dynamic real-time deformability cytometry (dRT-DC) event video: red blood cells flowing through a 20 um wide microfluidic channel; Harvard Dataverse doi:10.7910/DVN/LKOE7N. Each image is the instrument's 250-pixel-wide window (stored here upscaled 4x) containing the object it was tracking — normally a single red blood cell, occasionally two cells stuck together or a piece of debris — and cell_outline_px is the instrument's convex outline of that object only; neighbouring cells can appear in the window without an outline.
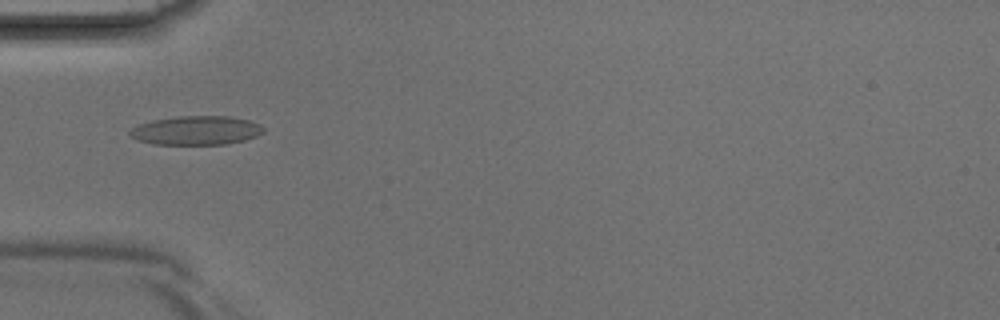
{"species": "Egyptian fruit bat (a non-hibernating species)", "species_latin": "Rousettus aegyptiacus", "temperature_condition": "room temperature", "stored_images_in_passage": 41, "camera_frame_rate_fps": 3000, "um_per_image_px": 0.085, "animal": {"sex": "male"}, "frame": {"image": 1, "passage_image": 13, "time_ms": 4.0, "image_size_px": [1000, 320], "cell_outline_px": [[264, 132], [256, 136], [244, 140], [224, 144], [152, 144], [136, 140], [128, 136], [128, 132], [132, 128], [140, 124], [152, 120], [180, 116], [228, 116], [248, 120], [260, 124], [264, 128]], "centroid_in_image_um": [16.65, 11.09], "position_along_channel_um": 68.4, "area_um2": 22.54}}
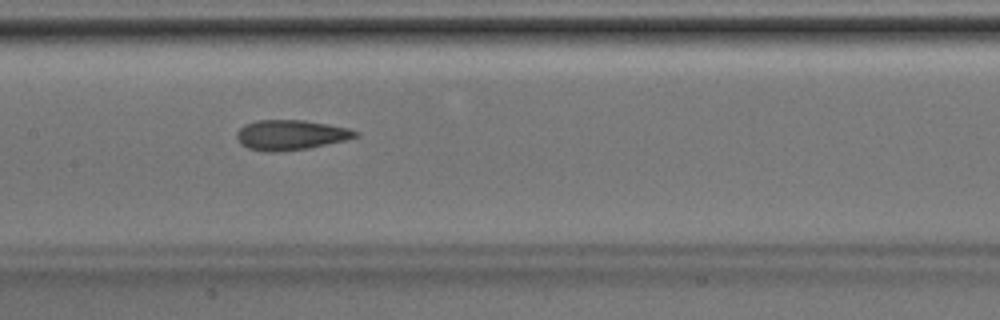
{"frame": {"image": 2, "passage_image": 20, "time_ms": 6.333, "image_size_px": [1000, 320], "cell_outline_px": [[360, 136], [344, 140], [308, 148], [280, 152], [264, 152], [248, 148], [240, 144], [236, 140], [236, 132], [244, 124], [256, 120], [304, 120], [328, 124], [348, 128], [360, 132]], "centroid_in_image_um": [24.67, 11.47], "position_along_channel_um": 182.7, "area_um2": 20.98}}
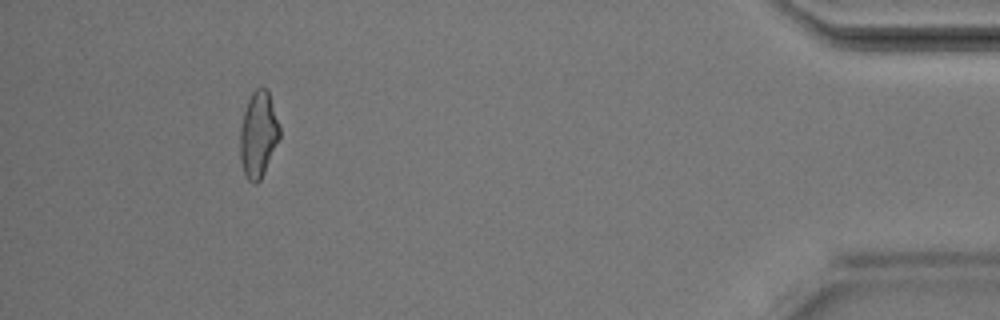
{"frame": {"image": 3, "passage_image": 38, "time_ms": 12.333, "image_size_px": [1000, 320], "cell_outline_px": [[280, 136], [264, 172], [260, 180], [256, 184], [252, 184], [248, 180], [244, 172], [240, 160], [240, 128], [244, 112], [248, 100], [252, 92], [256, 88], [268, 88], [280, 128]], "centroid_in_image_um": [21.95, 11.42], "position_along_channel_um": 413.3, "area_um2": 19.71}}